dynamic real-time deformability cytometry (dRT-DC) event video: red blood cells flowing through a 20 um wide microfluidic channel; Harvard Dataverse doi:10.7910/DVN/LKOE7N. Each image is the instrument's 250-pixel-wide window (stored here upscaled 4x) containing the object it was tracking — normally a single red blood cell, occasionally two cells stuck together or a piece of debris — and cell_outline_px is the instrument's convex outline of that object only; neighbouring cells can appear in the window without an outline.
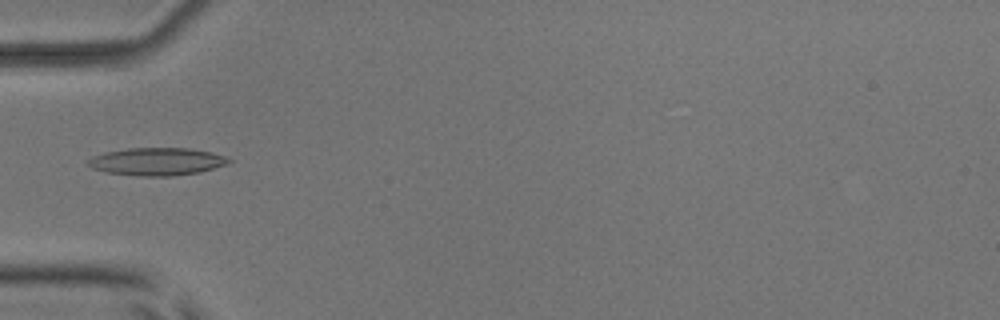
{"species": "common noctule bat (a hibernating species)", "species_latin": "Nyctalus noctula", "temperature_condition": "room temperature", "stored_images_in_passage": 7, "camera_frame_rate_fps": 3000, "um_per_image_px": 0.085, "animal": {"sex": "male", "body_mass_g": 17.9, "forearm_length_mm": 54.2}, "frame": {"image": 1, "passage_image": 5, "time_ms": 1.333, "image_size_px": [1000, 320], "cell_outline_px": [[232, 160], [228, 164], [200, 172], [172, 176], [136, 176], [108, 172], [92, 168], [84, 164], [92, 156], [104, 152], [128, 148], [188, 148], [212, 152], [224, 156]], "centroid_in_image_um": [13.32, 13.73], "position_along_channel_um": 71.7, "area_um2": 22.83}}
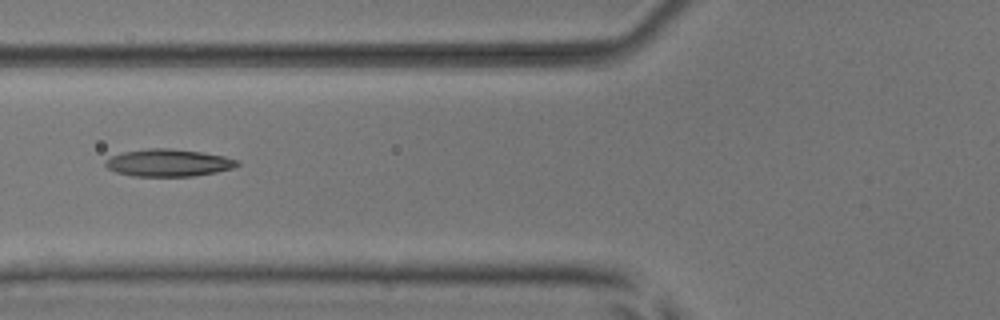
{"frame": {"image": 2, "passage_image": 6, "time_ms": 1.667, "image_size_px": [1000, 320], "cell_outline_px": [[240, 164], [232, 168], [216, 172], [192, 176], [132, 176], [116, 172], [108, 168], [104, 164], [104, 160], [112, 156], [124, 152], [148, 148], [168, 148], [204, 152], [224, 156], [236, 160]], "centroid_in_image_um": [14.29, 13.83], "position_along_channel_um": 111.5, "area_um2": 20.92}}
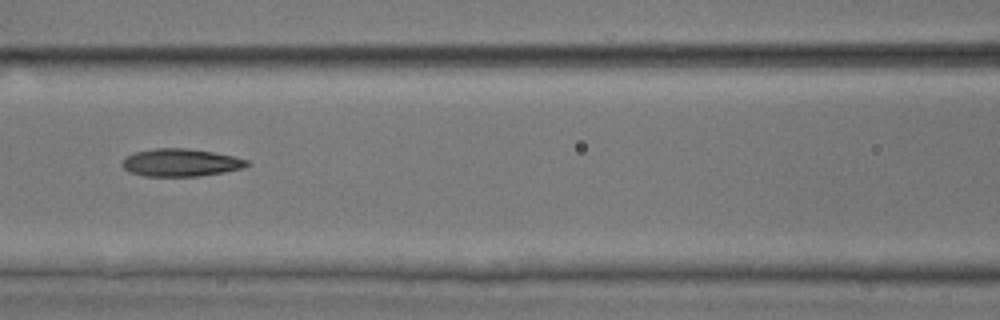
{"frame": {"image": 3, "passage_image": 7, "time_ms": 2.0, "image_size_px": [1000, 320], "cell_outline_px": [[248, 164], [244, 168], [224, 172], [200, 176], [144, 176], [128, 172], [120, 164], [128, 156], [136, 152], [156, 148], [188, 148], [212, 152], [232, 156], [248, 160]], "centroid_in_image_um": [15.35, 13.83], "position_along_channel_um": 151.2, "area_um2": 20.0}}